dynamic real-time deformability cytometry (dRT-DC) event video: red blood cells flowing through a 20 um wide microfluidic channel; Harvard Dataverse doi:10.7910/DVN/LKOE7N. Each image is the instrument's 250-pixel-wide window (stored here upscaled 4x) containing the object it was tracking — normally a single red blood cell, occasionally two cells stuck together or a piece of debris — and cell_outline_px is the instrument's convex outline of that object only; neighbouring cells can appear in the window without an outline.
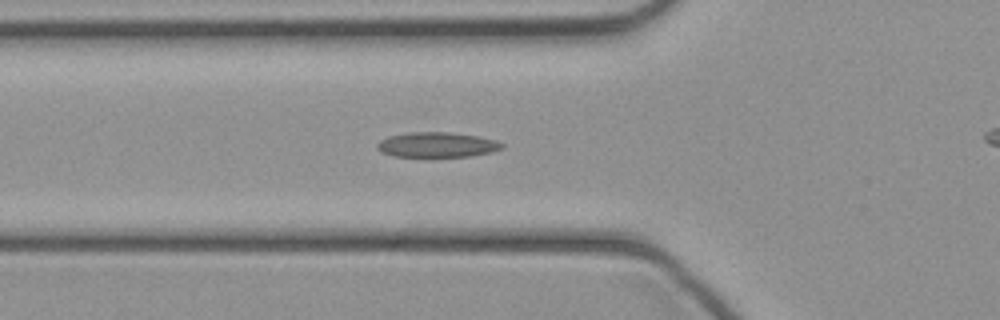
{"species": "common noctule bat (a hibernating species)", "species_latin": "Nyctalus noctula", "temperature_condition": "cold", "stored_images_in_passage": 25, "camera_frame_rate_fps": 3000, "um_per_image_px": 0.085, "animal": {"sex": "female", "body_mass_g": 21.9}, "frame": {"image": 1, "passage_image": 2, "time_ms": 0.333, "image_size_px": [1000, 320], "cell_outline_px": [[504, 148], [492, 152], [472, 156], [432, 160], [392, 156], [380, 152], [376, 148], [376, 144], [380, 140], [388, 136], [412, 132], [448, 132], [476, 136], [496, 140], [504, 144]], "centroid_in_image_um": [37.11, 12.37], "position_along_channel_um": 88.7, "area_um2": 19.36}}
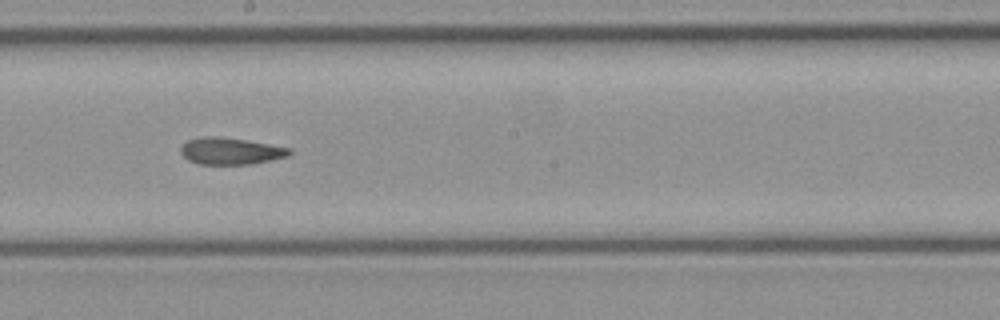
{"frame": {"image": 2, "passage_image": 11, "time_ms": 3.333, "image_size_px": [1000, 320], "cell_outline_px": [[292, 152], [288, 156], [252, 164], [196, 164], [188, 160], [180, 152], [180, 148], [188, 140], [204, 136], [220, 136], [292, 148]], "centroid_in_image_um": [19.59, 12.84], "position_along_channel_um": 228.6, "area_um2": 16.94}}
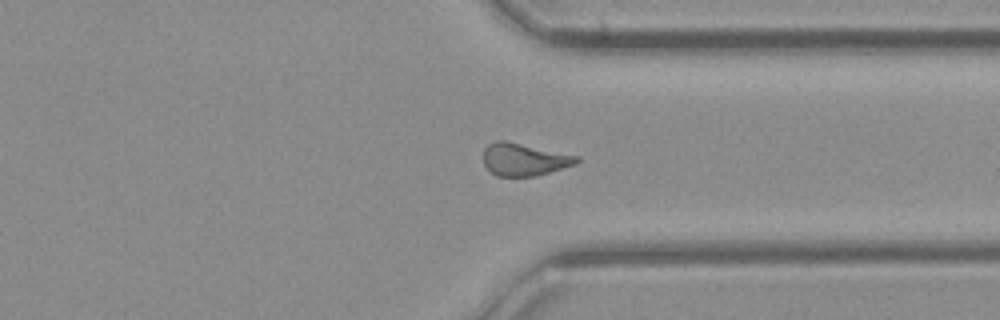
{"frame": {"image": 3, "passage_image": 20, "time_ms": 6.333, "image_size_px": [1000, 320], "cell_outline_px": [[580, 160], [576, 164], [536, 176], [496, 176], [484, 164], [484, 148], [488, 144], [496, 140], [504, 140], [580, 156]], "centroid_in_image_um": [44.57, 13.55], "position_along_channel_um": 366.8, "area_um2": 17.63}}